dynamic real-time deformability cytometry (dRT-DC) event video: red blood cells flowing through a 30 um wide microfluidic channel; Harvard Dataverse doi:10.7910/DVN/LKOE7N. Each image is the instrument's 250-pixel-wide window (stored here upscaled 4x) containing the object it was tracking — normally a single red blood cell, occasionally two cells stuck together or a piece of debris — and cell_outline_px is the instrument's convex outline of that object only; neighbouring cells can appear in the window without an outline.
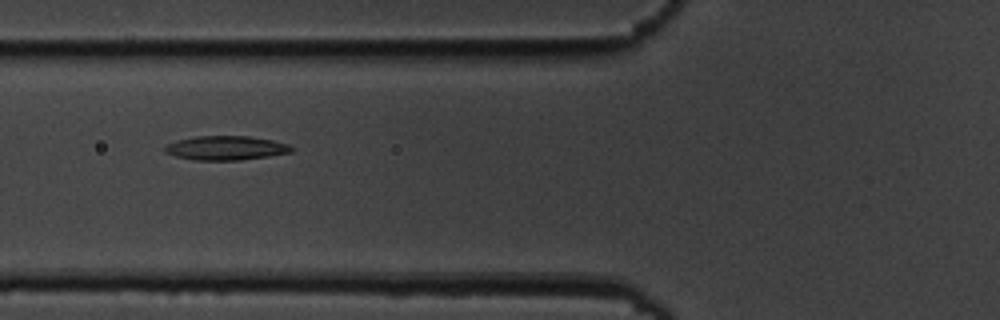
{"species": "common noctule bat (a hibernating species)", "species_latin": "Nyctalus noctula", "temperature_condition": "cold", "stored_images_in_passage": 9, "camera_frame_rate_fps": 3000, "um_per_image_px": 0.085, "animal": {"sex": "male", "body_mass_g": 19.5, "forearm_length_mm": 54.6}, "frame": {"image": 1, "passage_image": 7, "time_ms": 6.667, "image_size_px": [1000, 320], "cell_outline_px": [[296, 148], [292, 152], [268, 156], [240, 160], [192, 160], [176, 156], [164, 152], [164, 148], [168, 144], [176, 140], [196, 136], [248, 136], [272, 140], [288, 144]], "centroid_in_image_um": [19.21, 12.58], "position_along_channel_um": 106.6, "area_um2": 17.86}}
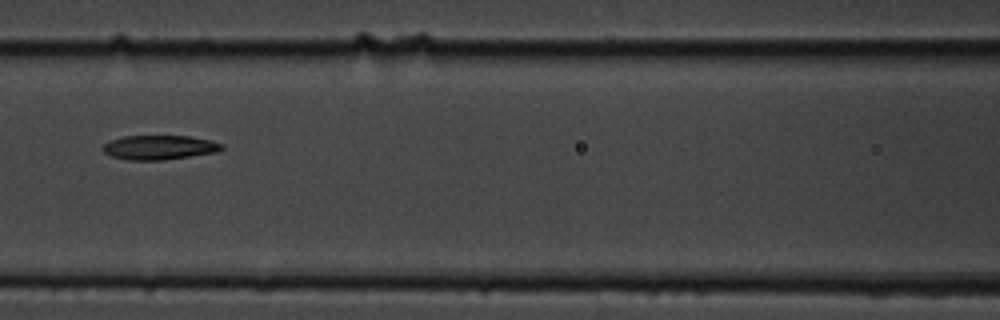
{"frame": {"image": 2, "passage_image": 8, "time_ms": 8.0, "image_size_px": [1000, 320], "cell_outline_px": [[224, 148], [216, 152], [164, 160], [128, 160], [112, 156], [104, 152], [104, 144], [112, 140], [124, 136], [188, 136], [212, 140], [224, 144]], "centroid_in_image_um": [13.59, 12.53], "position_along_channel_um": 153.0, "area_um2": 16.76}}
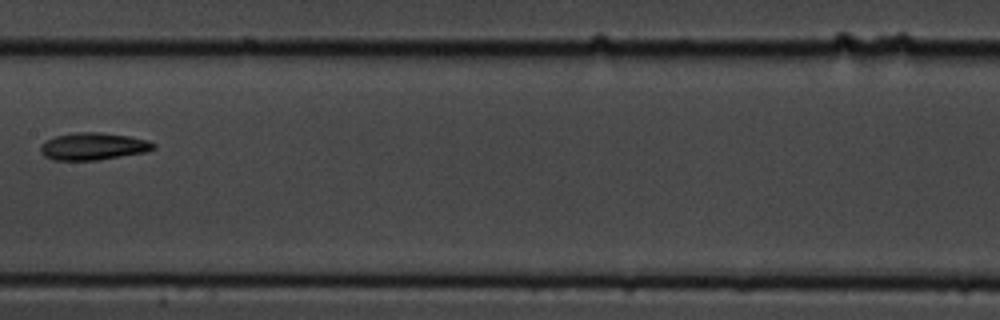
{"frame": {"image": 3, "passage_image": 9, "time_ms": 9.333, "image_size_px": [1000, 320], "cell_outline_px": [[156, 148], [144, 152], [96, 160], [52, 160], [44, 156], [40, 152], [40, 144], [56, 136], [72, 132], [100, 132], [128, 136], [148, 140], [156, 144]], "centroid_in_image_um": [7.9, 12.43], "position_along_channel_um": 199.5, "area_um2": 17.92}}